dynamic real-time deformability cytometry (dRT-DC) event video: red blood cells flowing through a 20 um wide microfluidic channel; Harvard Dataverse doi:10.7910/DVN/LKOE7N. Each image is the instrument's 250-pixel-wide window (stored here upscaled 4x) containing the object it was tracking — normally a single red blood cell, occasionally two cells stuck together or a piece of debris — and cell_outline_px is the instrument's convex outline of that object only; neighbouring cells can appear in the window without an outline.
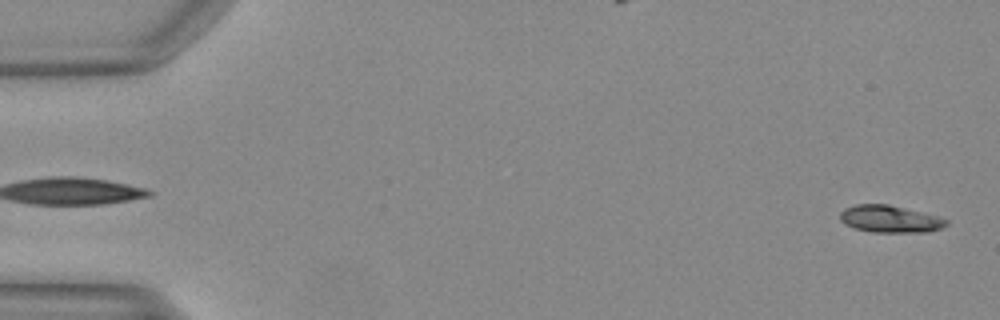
{"species": "Egyptian fruit bat (a non-hibernating species)", "species_latin": "Rousettus aegyptiacus", "temperature_condition": "warm", "stored_images_in_passage": 49, "camera_frame_rate_fps": 3000, "um_per_image_px": 0.085, "animal": {"sex": "female"}, "frame": {"image": 1, "passage_image": 1, "time_ms": 0.0, "image_size_px": [1000, 320], "cell_outline_px": [[948, 224], [944, 228], [928, 232], [872, 232], [856, 228], [844, 224], [840, 220], [840, 212], [844, 208], [856, 204], [888, 204], [940, 216], [948, 220]], "centroid_in_image_um": [75.68, 18.61], "position_along_channel_um": 9.3, "area_um2": 16.99}}
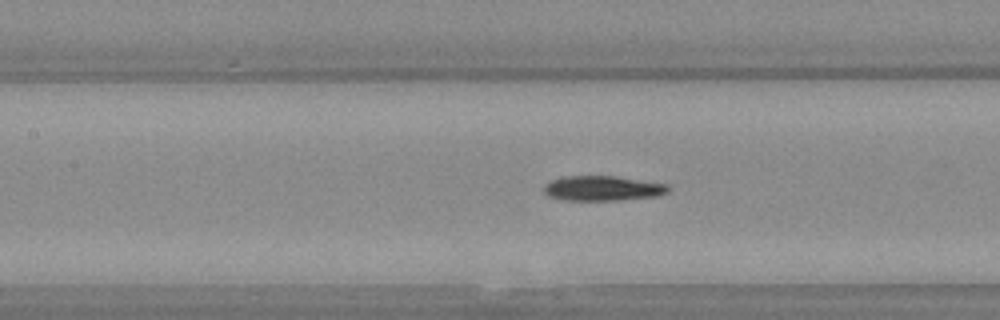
{"frame": {"image": 2, "passage_image": 22, "time_ms": 7.0, "image_size_px": [1000, 320], "cell_outline_px": [[668, 192], [656, 196], [616, 200], [564, 200], [548, 196], [544, 192], [544, 184], [552, 180], [564, 176], [616, 176], [668, 184]], "centroid_in_image_um": [51.2, 16.0], "position_along_channel_um": 156.2, "area_um2": 17.98}}
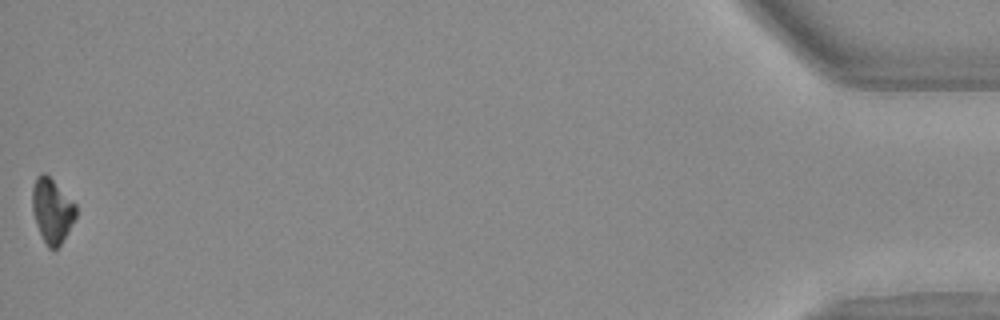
{"frame": {"image": 3, "passage_image": 49, "time_ms": 16.0, "image_size_px": [1000, 320], "cell_outline_px": [[76, 216], [60, 244], [56, 248], [48, 248], [36, 224], [32, 212], [32, 188], [36, 176], [44, 172], [76, 204]], "centroid_in_image_um": [4.4, 17.88], "position_along_channel_um": 430.8, "area_um2": 16.01}}